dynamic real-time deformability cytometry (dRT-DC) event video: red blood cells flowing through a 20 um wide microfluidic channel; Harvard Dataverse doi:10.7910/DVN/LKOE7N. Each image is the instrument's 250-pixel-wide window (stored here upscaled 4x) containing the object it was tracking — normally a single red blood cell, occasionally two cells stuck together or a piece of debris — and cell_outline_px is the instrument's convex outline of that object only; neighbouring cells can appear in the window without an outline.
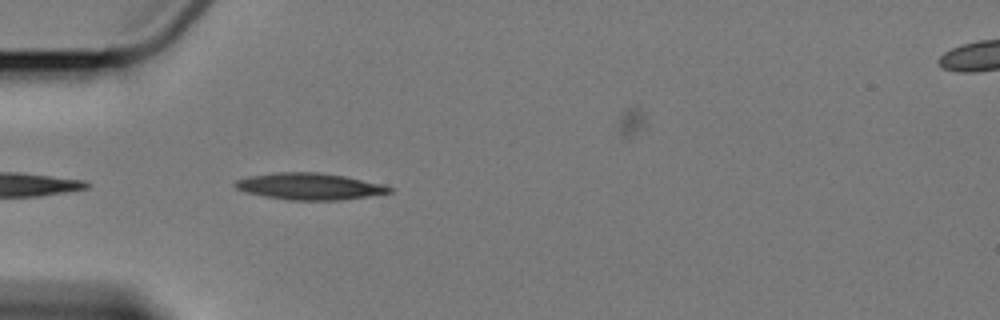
{"species": "Egyptian fruit bat (a non-hibernating species)", "species_latin": "Rousettus aegyptiacus", "temperature_condition": "cold", "stored_images_in_passage": 6, "camera_frame_rate_fps": 3000, "um_per_image_px": 0.085, "animal": {"sex": "female"}, "frame": {"image": 1, "passage_image": 5, "time_ms": 4.667, "image_size_px": [1000, 320], "cell_outline_px": [[392, 192], [368, 196], [340, 200], [288, 200], [264, 196], [244, 192], [236, 188], [232, 184], [236, 180], [248, 176], [276, 172], [316, 172], [344, 176], [384, 184], [392, 188]], "centroid_in_image_um": [26.27, 15.84], "position_along_channel_um": 58.7, "area_um2": 23.99}}